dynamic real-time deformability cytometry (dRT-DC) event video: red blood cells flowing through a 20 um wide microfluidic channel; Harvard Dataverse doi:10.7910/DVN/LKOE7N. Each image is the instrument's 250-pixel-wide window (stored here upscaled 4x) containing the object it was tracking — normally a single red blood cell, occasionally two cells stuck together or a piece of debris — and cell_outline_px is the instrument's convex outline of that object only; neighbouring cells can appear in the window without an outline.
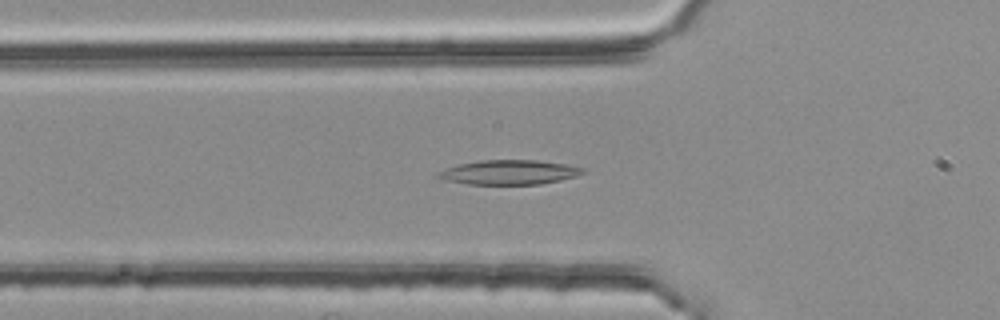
{"species": "common noctule bat (a hibernating species)", "species_latin": "Nyctalus noctula", "temperature_condition": "room temperature", "stored_images_in_passage": 36, "camera_frame_rate_fps": 3000, "um_per_image_px": 0.085, "animal": {"sex": "female", "body_mass_g": 25.1}, "frame": {"image": 1, "passage_image": 11, "time_ms": 3.333, "image_size_px": [1000, 320], "cell_outline_px": [[588, 168], [584, 172], [576, 176], [560, 180], [540, 184], [468, 184], [448, 180], [436, 176], [444, 168], [460, 164], [480, 160], [536, 160], [564, 164]], "centroid_in_image_um": [43.32, 14.64], "position_along_channel_um": 82.5, "area_um2": 20.46}}
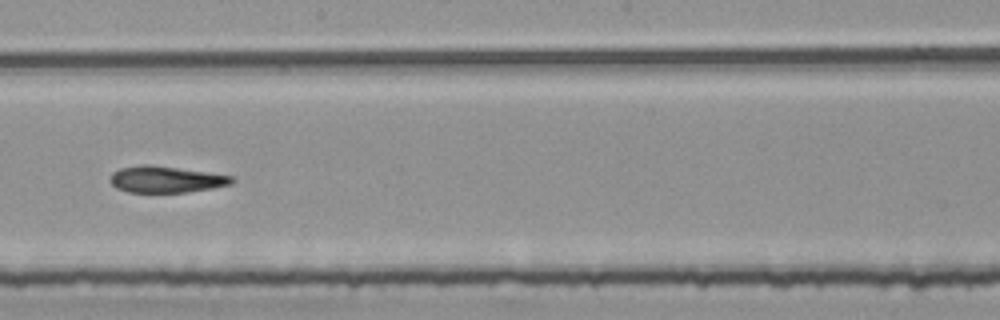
{"frame": {"image": 2, "passage_image": 23, "time_ms": 7.333, "image_size_px": [1000, 320], "cell_outline_px": [[236, 180], [232, 184], [212, 188], [184, 192], [128, 192], [116, 188], [108, 180], [112, 172], [120, 168], [140, 164], [148, 164], [232, 176]], "centroid_in_image_um": [14.05, 15.25], "position_along_channel_um": 234.1, "area_um2": 18.67}}
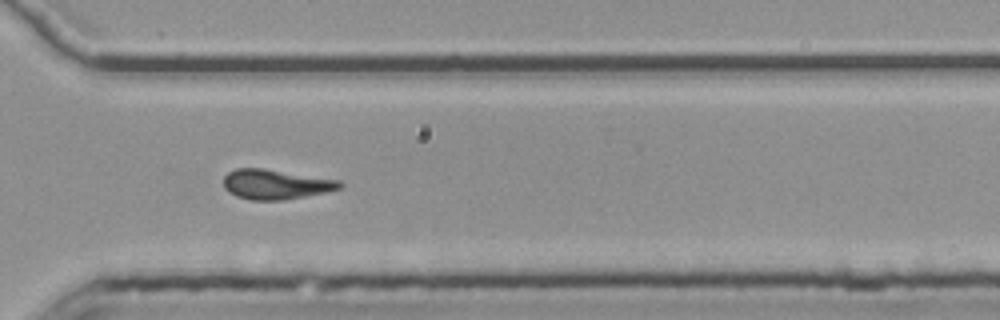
{"frame": {"image": 3, "passage_image": 32, "time_ms": 10.333, "image_size_px": [1000, 320], "cell_outline_px": [[344, 184], [340, 188], [324, 192], [284, 200], [252, 200], [236, 196], [228, 192], [224, 188], [224, 176], [228, 172], [236, 168], [264, 168], [340, 180]], "centroid_in_image_um": [23.41, 15.66], "position_along_channel_um": 347.2, "area_um2": 20.17}}